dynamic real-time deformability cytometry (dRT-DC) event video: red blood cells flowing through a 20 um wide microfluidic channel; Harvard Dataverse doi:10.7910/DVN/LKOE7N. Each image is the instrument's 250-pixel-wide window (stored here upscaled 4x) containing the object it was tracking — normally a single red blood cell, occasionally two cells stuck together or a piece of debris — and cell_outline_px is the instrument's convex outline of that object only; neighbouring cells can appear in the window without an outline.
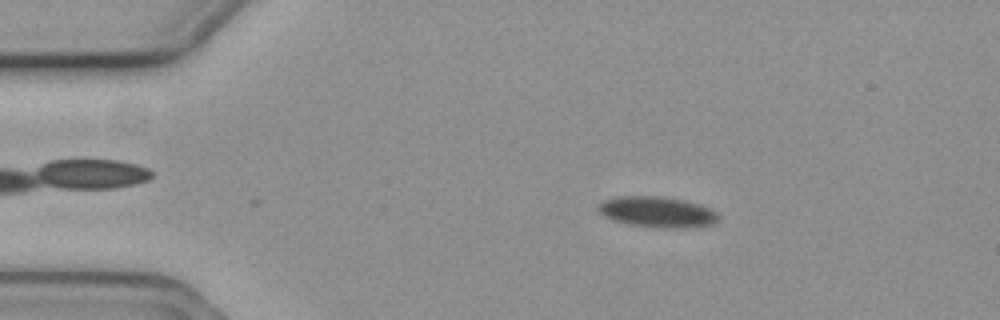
{"species": "common noctule bat (a hibernating species)", "species_latin": "Nyctalus noctula", "temperature_condition": "cold", "stored_images_in_passage": 59, "camera_frame_rate_fps": 3000, "um_per_image_px": 0.085, "animal": {"sex": "female", "body_mass_g": 19.3, "forearm_length_mm": 54.1}, "frame": {"image": 1, "passage_image": 10, "time_ms": 3.0, "image_size_px": [1000, 320], "cell_outline_px": [[720, 220], [712, 224], [684, 228], [652, 228], [628, 224], [612, 220], [604, 216], [600, 212], [600, 204], [604, 200], [620, 196], [652, 196], [684, 200], [712, 208], [720, 216]], "centroid_in_image_um": [55.91, 18.04], "position_along_channel_um": 29.1, "area_um2": 21.56}}
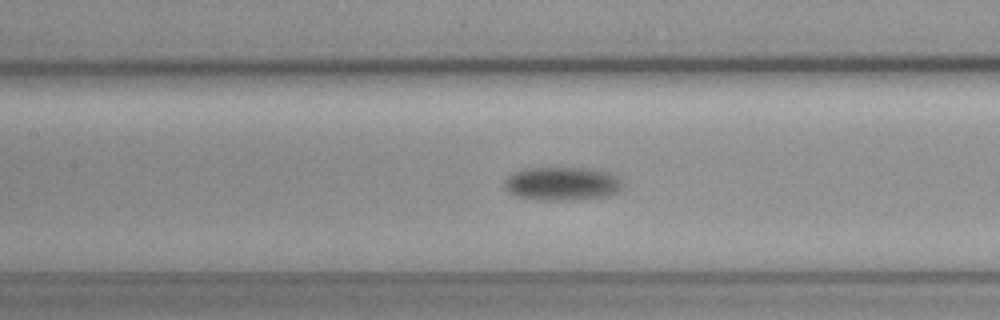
{"frame": {"image": 2, "passage_image": 26, "time_ms": 8.333, "image_size_px": [1000, 320], "cell_outline_px": [[624, 188], [620, 192], [612, 196], [572, 200], [532, 200], [516, 196], [508, 192], [504, 188], [504, 180], [512, 172], [524, 168], [588, 168], [612, 172], [624, 184]], "centroid_in_image_um": [47.81, 15.62], "position_along_channel_um": 159.6, "area_um2": 23.81}}
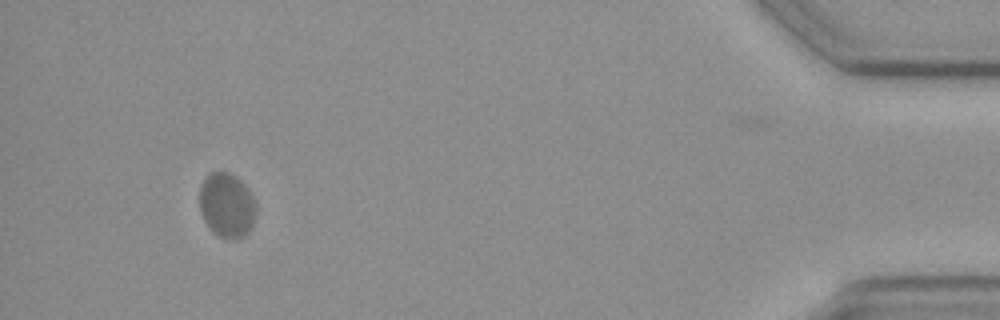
{"frame": {"image": 3, "passage_image": 54, "time_ms": 17.667, "image_size_px": [1000, 320], "cell_outline_px": [[256, 212], [252, 224], [248, 232], [244, 236], [236, 240], [228, 240], [212, 232], [204, 220], [200, 212], [200, 184], [212, 172], [228, 172], [236, 176], [244, 184], [252, 196], [256, 204]], "centroid_in_image_um": [19.28, 17.47], "position_along_channel_um": 415.9, "area_um2": 21.33}, "authors_computed_cell_mechanics": {"area_um2": 21.6172, "velocity_mm_per_s": 3.555, "shape_relaxation_time_tau1_ms": 4.9072, "shape_relaxation_time_tau2_ms": null, "deformation_change_tau1": 0.0935, "deformation_change_tau2": null}}